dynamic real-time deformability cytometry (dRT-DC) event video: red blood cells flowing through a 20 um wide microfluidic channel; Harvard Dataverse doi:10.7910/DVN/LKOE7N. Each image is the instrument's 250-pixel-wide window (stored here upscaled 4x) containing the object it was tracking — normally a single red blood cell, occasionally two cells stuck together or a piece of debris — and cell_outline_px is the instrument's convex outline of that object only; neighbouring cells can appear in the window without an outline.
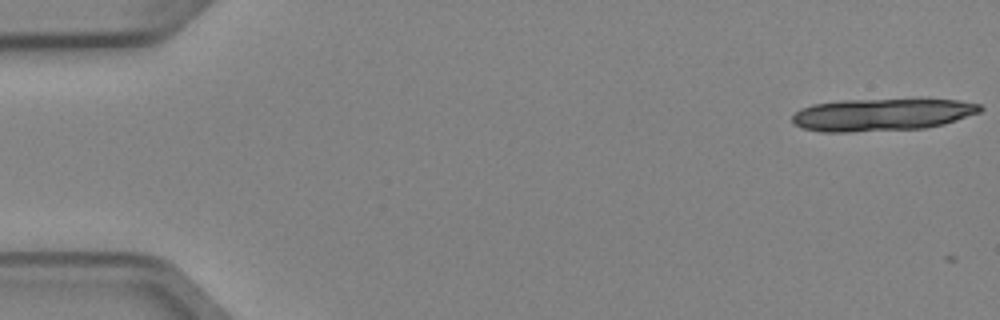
{"species": "Egyptian fruit bat (a non-hibernating species)", "species_latin": "Rousettus aegyptiacus", "temperature_condition": "cold", "stored_images_in_passage": 5, "camera_frame_rate_fps": 3000, "um_per_image_px": 0.085, "animal": {"sex": "female"}, "frame": {"image": 1, "passage_image": 1, "time_ms": 0.0, "image_size_px": [1000, 320], "cell_outline_px": [[984, 108], [980, 112], [944, 124], [924, 128], [848, 132], [820, 132], [804, 128], [792, 124], [792, 116], [800, 108], [812, 104], [840, 100], [916, 96], [960, 100], [980, 104]], "centroid_in_image_um": [75.01, 9.69], "position_along_channel_um": 10.0, "area_um2": 37.05}}